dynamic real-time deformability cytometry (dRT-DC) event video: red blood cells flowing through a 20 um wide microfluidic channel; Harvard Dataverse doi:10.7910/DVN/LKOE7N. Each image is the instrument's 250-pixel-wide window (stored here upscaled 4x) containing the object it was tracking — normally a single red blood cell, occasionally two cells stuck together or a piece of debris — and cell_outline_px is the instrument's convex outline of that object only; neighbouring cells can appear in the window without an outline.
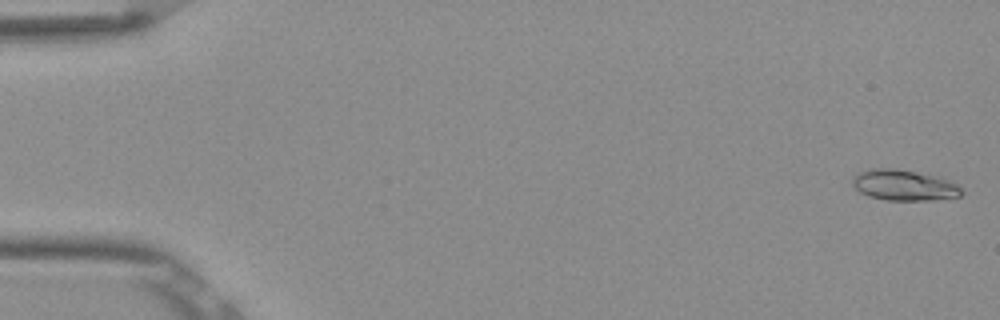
{"species": "Egyptian fruit bat (a non-hibernating species)", "species_latin": "Rousettus aegyptiacus", "temperature_condition": "room temperature", "stored_images_in_passage": 52, "camera_frame_rate_fps": 3000, "um_per_image_px": 0.085, "frame": {"image": 1, "passage_image": 1, "time_ms": 0.0, "image_size_px": [1000, 320], "cell_outline_px": [[964, 192], [960, 196], [932, 200], [884, 200], [868, 196], [860, 192], [852, 184], [852, 176], [856, 172], [868, 168], [896, 168], [952, 180]], "centroid_in_image_um": [76.79, 15.73], "position_along_channel_um": 8.2, "area_um2": 19.71}}
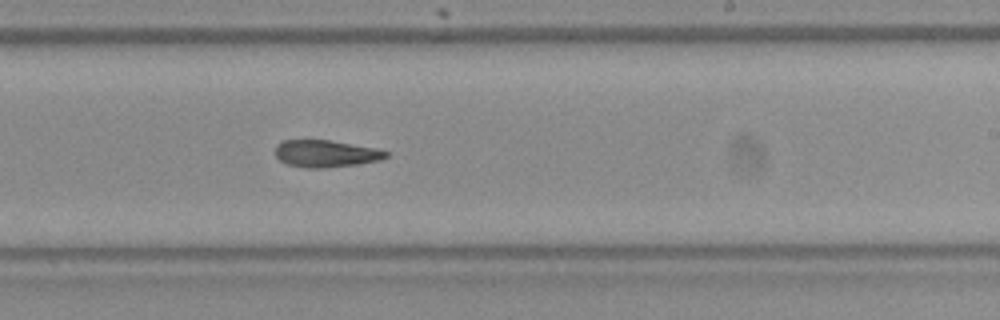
{"frame": {"image": 2, "passage_image": 32, "time_ms": 10.333, "image_size_px": [1000, 320], "cell_outline_px": [[388, 156], [380, 160], [356, 164], [324, 168], [304, 168], [288, 164], [280, 160], [276, 156], [276, 144], [284, 140], [328, 140], [380, 148], [388, 152]], "centroid_in_image_um": [27.72, 13.05], "position_along_channel_um": 261.3, "area_um2": 17.51}}
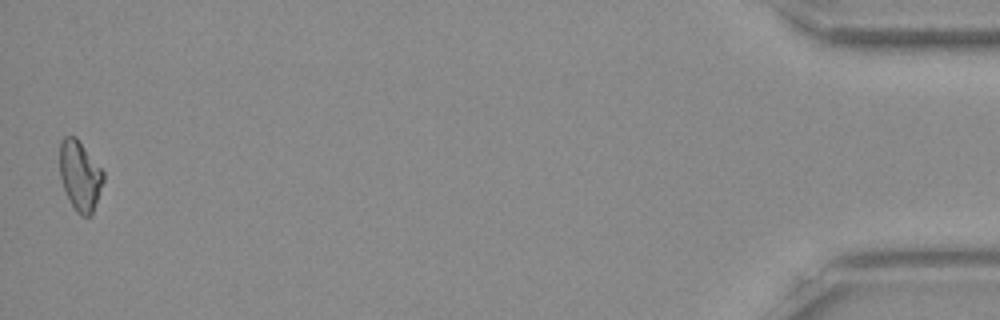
{"frame": {"image": 3, "passage_image": 52, "time_ms": 17.0, "image_size_px": [1000, 320], "cell_outline_px": [[104, 180], [92, 216], [80, 216], [76, 212], [64, 188], [60, 176], [60, 140], [64, 136], [76, 136], [104, 172]], "centroid_in_image_um": [6.81, 14.93], "position_along_channel_um": 428.4, "area_um2": 17.74}, "authors_computed_cell_mechanics": {"area_um2": 17.9469, "velocity_mm_per_s": 3.8741, "shape_relaxation_time_tau1_ms": null, "shape_relaxation_time_tau2_ms": 6.458, "deformation_change_tau1": null, "deformation_change_tau2": 0.1442}}